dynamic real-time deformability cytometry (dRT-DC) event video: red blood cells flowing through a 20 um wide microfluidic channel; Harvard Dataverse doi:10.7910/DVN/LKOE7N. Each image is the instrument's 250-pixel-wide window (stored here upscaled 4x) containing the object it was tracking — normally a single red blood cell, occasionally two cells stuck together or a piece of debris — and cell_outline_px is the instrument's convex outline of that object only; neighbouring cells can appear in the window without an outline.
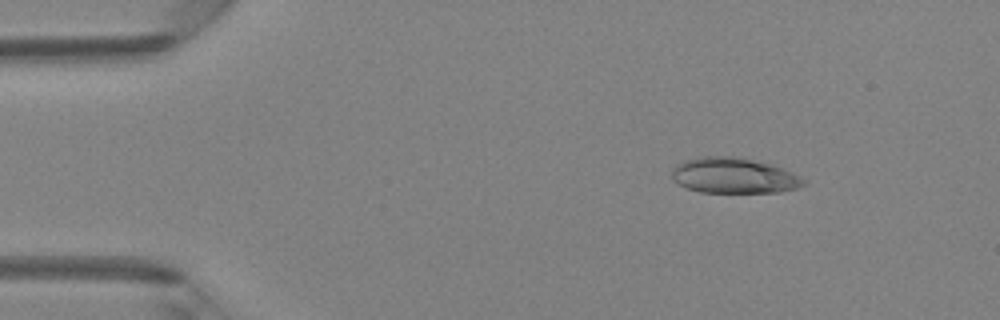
{"species": "Egyptian fruit bat (a non-hibernating species)", "species_latin": "Rousettus aegyptiacus", "temperature_condition": "room temperature", "stored_images_in_passage": 48, "camera_frame_rate_fps": 3000, "um_per_image_px": 0.085, "animal": {"sex": "female"}, "frame": {"image": 1, "passage_image": 7, "time_ms": 2.0, "image_size_px": [1000, 320], "cell_outline_px": [[808, 184], [796, 188], [780, 192], [700, 192], [688, 188], [672, 180], [672, 168], [676, 164], [684, 160], [696, 156], [740, 156], [772, 164], [804, 180]], "centroid_in_image_um": [62.32, 14.91], "position_along_channel_um": 22.7, "area_um2": 27.34}}
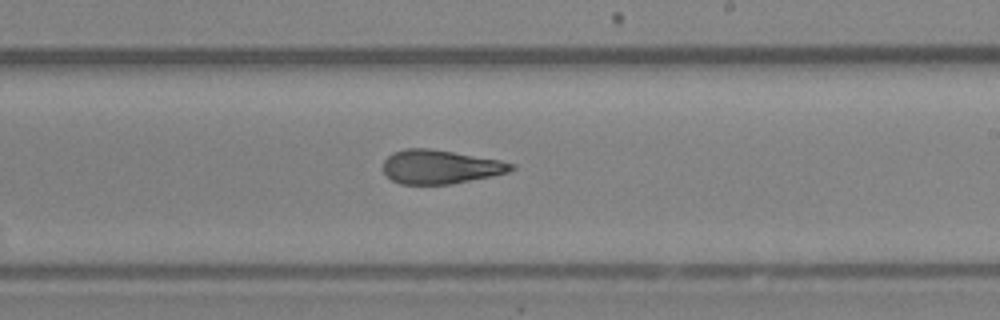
{"frame": {"image": 2, "passage_image": 29, "time_ms": 9.333, "image_size_px": [1000, 320], "cell_outline_px": [[516, 168], [508, 172], [492, 176], [452, 184], [400, 184], [392, 180], [384, 172], [384, 160], [392, 152], [404, 148], [428, 148], [500, 160], [516, 164]], "centroid_in_image_um": [37.43, 14.18], "position_along_channel_um": 251.6, "area_um2": 25.26}}
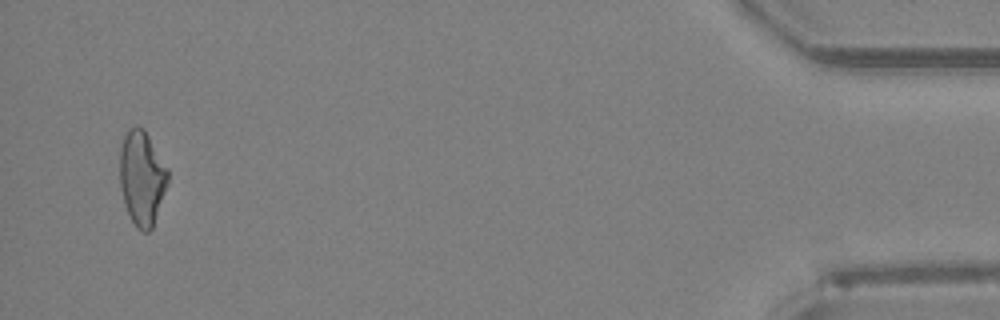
{"frame": {"image": 3, "passage_image": 47, "time_ms": 15.333, "image_size_px": [1000, 320], "cell_outline_px": [[168, 184], [152, 228], [148, 232], [140, 232], [136, 228], [124, 204], [120, 188], [120, 148], [124, 136], [128, 128], [136, 124], [144, 128], [168, 168]], "centroid_in_image_um": [12.06, 15.1], "position_along_channel_um": 423.1, "area_um2": 26.76}, "authors_computed_cell_mechanics": {"area_um2": 26.299, "velocity_mm_per_s": 4.211, "shape_relaxation_time_tau1_ms": 4.1266, "shape_relaxation_time_tau2_ms": 1.8912, "deformation_change_tau1": 0.1616, "deformation_change_tau2": 0.1152}}